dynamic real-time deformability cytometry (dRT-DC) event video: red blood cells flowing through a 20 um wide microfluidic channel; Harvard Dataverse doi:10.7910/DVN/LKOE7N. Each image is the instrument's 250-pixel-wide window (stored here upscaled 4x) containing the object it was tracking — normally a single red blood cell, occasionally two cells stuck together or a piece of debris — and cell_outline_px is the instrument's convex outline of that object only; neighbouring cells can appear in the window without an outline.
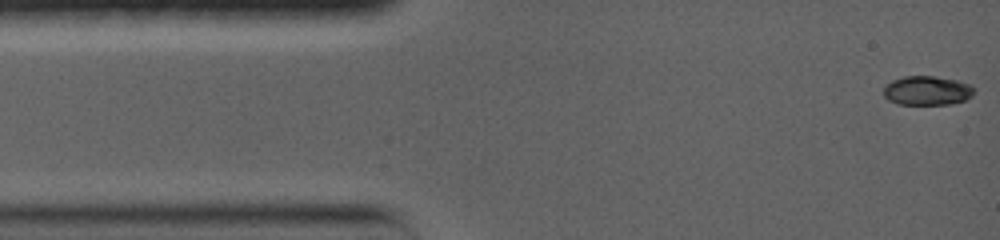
{"species": "common noctule bat (a hibernating species)", "species_latin": "Nyctalus noctula", "temperature_condition": "warm", "stored_images_in_passage": 81, "camera_frame_rate_fps": 5000, "um_per_image_px": 0.085, "animal": {"sex": "female", "body_mass_g": 19.0, "forearm_length_mm": 56.7}, "frame": {"image": 1, "passage_image": 1, "time_ms": 0.0, "image_size_px": [1000, 240], "cell_outline_px": [[976, 88], [972, 96], [964, 100], [952, 104], [896, 104], [888, 100], [884, 96], [884, 88], [892, 80], [904, 76], [936, 76], [956, 80], [972, 84]], "centroid_in_image_um": [78.84, 7.7], "position_along_channel_um": 6.2, "area_um2": 15.55}}
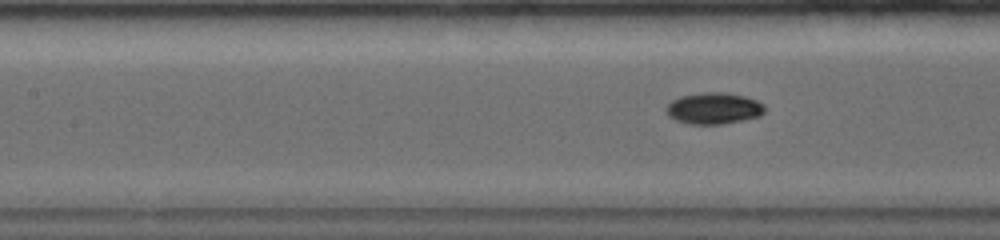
{"frame": {"image": 2, "passage_image": 24, "time_ms": 5.8, "image_size_px": [1000, 240], "cell_outline_px": [[764, 112], [760, 116], [724, 124], [688, 124], [676, 120], [668, 116], [664, 108], [672, 100], [680, 96], [704, 92], [724, 92], [744, 96], [756, 100], [764, 104]], "centroid_in_image_um": [60.64, 9.21], "position_along_channel_um": 146.8, "area_um2": 18.15}}
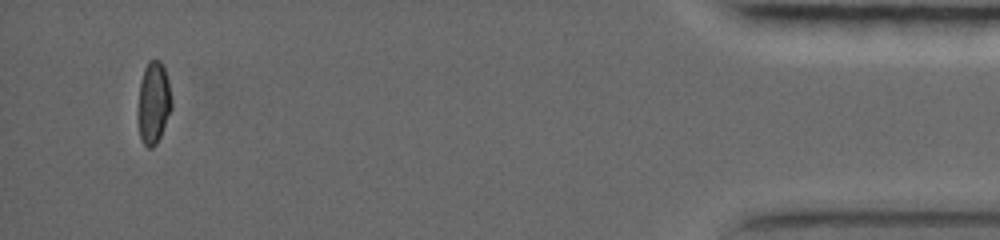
{"frame": {"image": 3, "passage_image": 73, "time_ms": 15.6, "image_size_px": [1000, 240], "cell_outline_px": [[172, 108], [160, 136], [156, 144], [152, 148], [148, 148], [140, 140], [136, 116], [136, 112], [140, 80], [144, 68], [148, 60], [160, 60], [164, 68], [168, 80], [172, 100]], "centroid_in_image_um": [13.01, 8.75], "position_along_channel_um": 422.2, "area_um2": 16.59}, "authors_computed_cell_mechanics": {"area_um2": 16.5308, "velocity_mm_per_s": 3.7888, "shape_relaxation_time_tau1_ms": 4.9092, "shape_relaxation_time_tau2_ms": null, "deformation_change_tau1": 0.1684, "deformation_change_tau2": null}}